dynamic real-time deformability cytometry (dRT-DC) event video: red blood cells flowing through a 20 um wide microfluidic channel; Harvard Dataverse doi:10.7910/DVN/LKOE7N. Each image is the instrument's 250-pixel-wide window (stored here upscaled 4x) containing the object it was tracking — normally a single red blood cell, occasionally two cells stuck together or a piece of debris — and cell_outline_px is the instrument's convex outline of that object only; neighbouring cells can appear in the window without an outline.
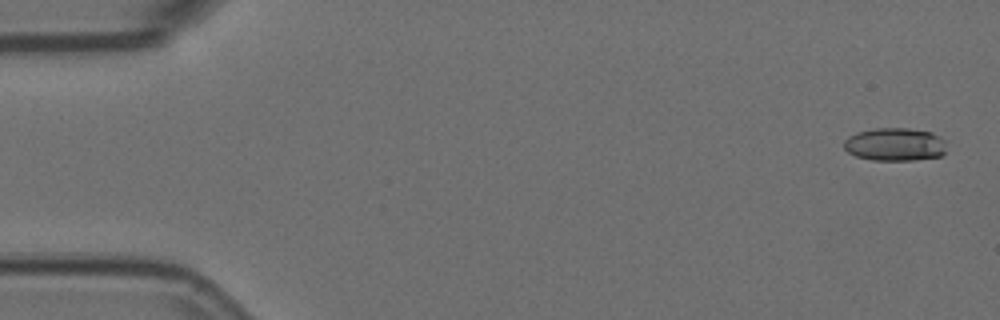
{"species": "Egyptian fruit bat (a non-hibernating species)", "species_latin": "Rousettus aegyptiacus", "temperature_condition": "room temperature", "stored_images_in_passage": 5, "camera_frame_rate_fps": 3000, "um_per_image_px": 0.085, "animal": {"sex": "female"}, "frame": {"image": 1, "passage_image": 1, "time_ms": 0.0, "image_size_px": [1000, 320], "cell_outline_px": [[944, 152], [940, 156], [912, 160], [872, 160], [856, 156], [848, 152], [844, 148], [844, 140], [848, 136], [856, 132], [876, 128], [908, 128], [932, 132], [944, 140]], "centroid_in_image_um": [76.03, 12.27], "position_along_channel_um": 9.0, "area_um2": 19.71}}
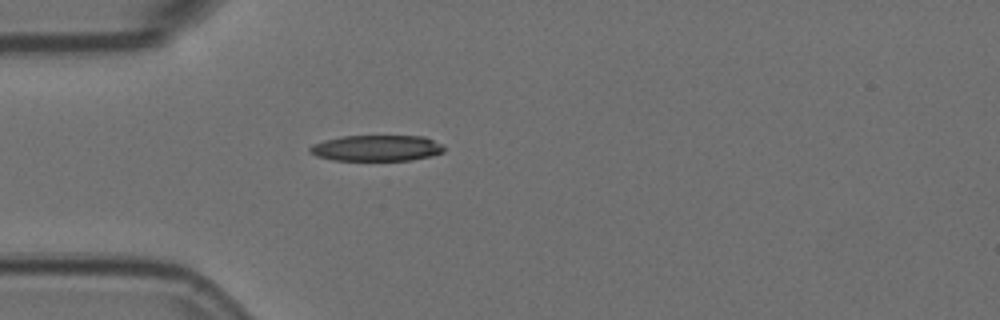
{"frame": {"image": 2, "passage_image": 5, "time_ms": 1.333, "image_size_px": [1000, 320], "cell_outline_px": [[444, 152], [432, 156], [408, 160], [336, 160], [316, 156], [308, 152], [308, 148], [312, 144], [324, 140], [340, 136], [424, 136], [440, 144], [444, 148]], "centroid_in_image_um": [31.97, 12.58], "position_along_channel_um": 53.0, "area_um2": 20.29}}